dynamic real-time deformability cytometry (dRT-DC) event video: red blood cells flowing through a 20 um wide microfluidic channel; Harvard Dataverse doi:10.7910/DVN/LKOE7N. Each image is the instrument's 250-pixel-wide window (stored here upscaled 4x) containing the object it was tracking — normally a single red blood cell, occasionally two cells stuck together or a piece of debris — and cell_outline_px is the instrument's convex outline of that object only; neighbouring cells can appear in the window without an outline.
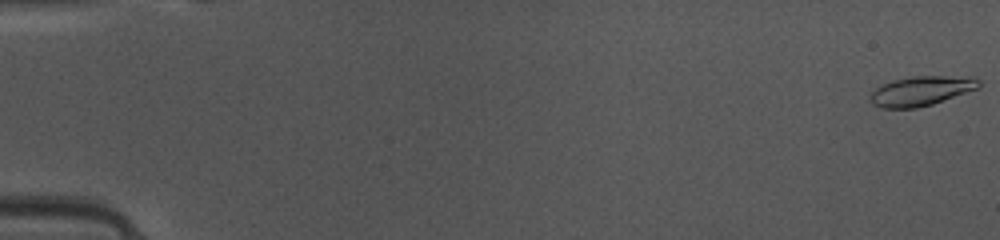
{"species": "common noctule bat (a hibernating species)", "species_latin": "Nyctalus noctula", "temperature_condition": "warm", "stored_images_in_passage": 49, "camera_frame_rate_fps": 3000, "um_per_image_px": 0.085, "animal": {"sex": "female", "body_mass_g": 10.0, "forearm_length_mm": 53.1}, "frame": {"image": 1, "passage_image": 1, "time_ms": 0.0, "image_size_px": [1000, 240], "cell_outline_px": [[980, 88], [932, 104], [916, 108], [884, 108], [872, 104], [872, 92], [876, 88], [892, 80], [912, 76], [976, 76], [980, 80]], "centroid_in_image_um": [78.38, 7.71], "position_along_channel_um": 6.6, "area_um2": 18.73}}
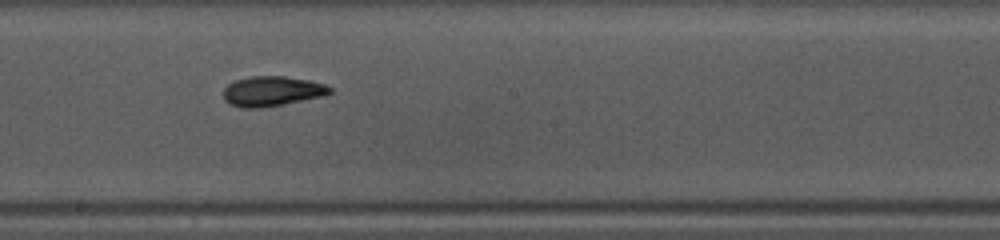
{"frame": {"image": 2, "passage_image": 28, "time_ms": 9.0, "image_size_px": [1000, 240], "cell_outline_px": [[332, 92], [324, 96], [260, 108], [240, 108], [228, 104], [224, 100], [224, 88], [228, 84], [236, 80], [248, 76], [284, 76], [308, 80], [324, 84], [332, 88]], "centroid_in_image_um": [23.09, 7.75], "position_along_channel_um": 225.1, "area_um2": 18.61}}
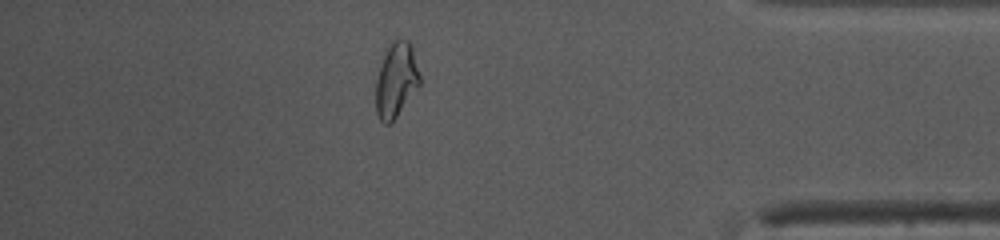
{"frame": {"image": 3, "passage_image": 43, "time_ms": 14.0, "image_size_px": [1000, 240], "cell_outline_px": [[420, 84], [396, 116], [388, 124], [384, 124], [380, 120], [376, 112], [376, 80], [388, 44], [396, 36], [408, 40], [412, 48], [420, 76]], "centroid_in_image_um": [33.66, 6.75], "position_along_channel_um": 401.5, "area_um2": 18.9}, "authors_computed_cell_mechanics": {"area_um2": 18.2648, "velocity_mm_per_s": 4.1154, "shape_relaxation_time_tau1_ms": 3.5001, "shape_relaxation_time_tau2_ms": 1.7683, "deformation_change_tau1": 0.1563, "deformation_change_tau2": 0.0652}}